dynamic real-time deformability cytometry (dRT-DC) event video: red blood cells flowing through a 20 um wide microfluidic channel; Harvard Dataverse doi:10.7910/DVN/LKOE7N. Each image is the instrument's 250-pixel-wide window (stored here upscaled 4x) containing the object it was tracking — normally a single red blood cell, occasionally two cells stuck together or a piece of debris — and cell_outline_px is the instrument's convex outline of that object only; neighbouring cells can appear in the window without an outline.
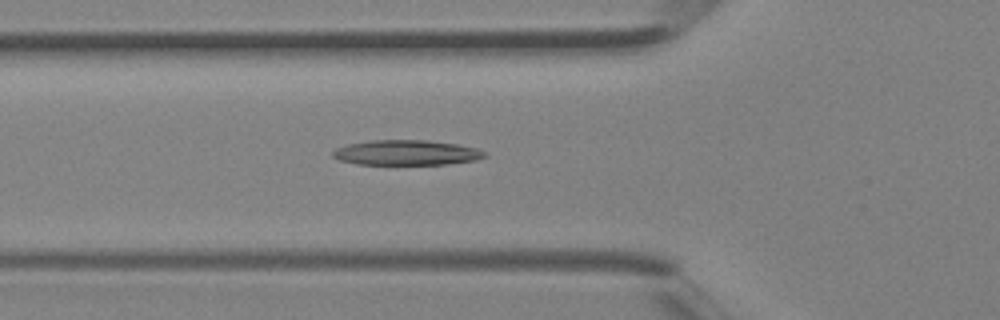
{"species": "Egyptian fruit bat (a non-hibernating species)", "species_latin": "Rousettus aegyptiacus", "temperature_condition": "room temperature", "stored_images_in_passage": 32, "camera_frame_rate_fps": 3000, "um_per_image_px": 0.085, "animal": {"sex": "female"}, "frame": {"image": 1, "passage_image": 7, "time_ms": 2.0, "image_size_px": [1000, 320], "cell_outline_px": [[488, 156], [476, 160], [448, 164], [356, 164], [340, 160], [332, 156], [332, 152], [336, 148], [348, 144], [372, 140], [428, 140], [456, 144], [476, 148], [488, 152]], "centroid_in_image_um": [34.58, 12.97], "position_along_channel_um": 91.2, "area_um2": 22.25}}
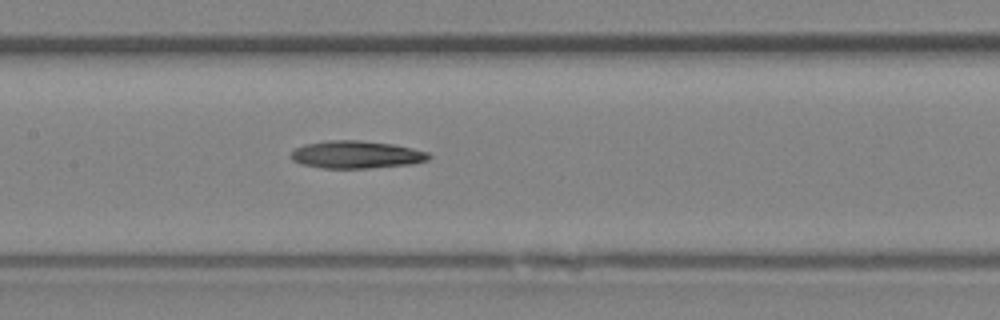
{"frame": {"image": 2, "passage_image": 12, "time_ms": 3.667, "image_size_px": [1000, 320], "cell_outline_px": [[432, 156], [428, 160], [412, 164], [368, 168], [324, 168], [300, 164], [292, 160], [292, 152], [296, 148], [304, 144], [328, 140], [360, 140], [392, 144], [412, 148], [428, 152]], "centroid_in_image_um": [30.3, 13.14], "position_along_channel_um": 177.1, "area_um2": 22.14}}
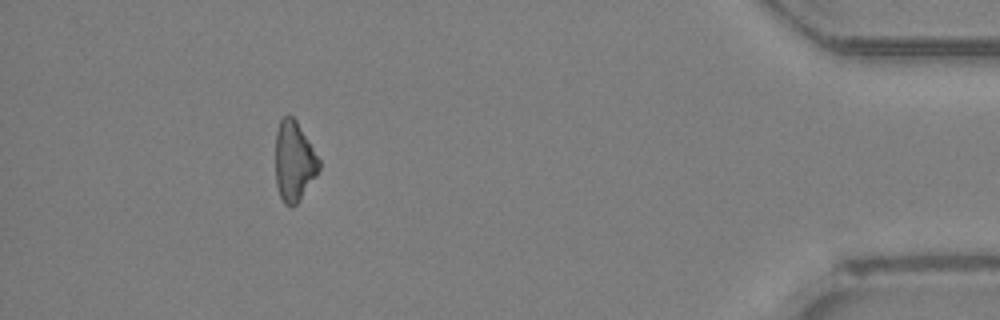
{"frame": {"image": 3, "passage_image": 29, "time_ms": 9.333, "image_size_px": [1000, 320], "cell_outline_px": [[320, 168], [316, 176], [296, 204], [292, 208], [284, 204], [280, 196], [276, 184], [276, 132], [280, 120], [284, 116], [292, 116], [296, 120], [320, 160]], "centroid_in_image_um": [24.99, 13.73], "position_along_channel_um": 410.2, "area_um2": 20.11}}